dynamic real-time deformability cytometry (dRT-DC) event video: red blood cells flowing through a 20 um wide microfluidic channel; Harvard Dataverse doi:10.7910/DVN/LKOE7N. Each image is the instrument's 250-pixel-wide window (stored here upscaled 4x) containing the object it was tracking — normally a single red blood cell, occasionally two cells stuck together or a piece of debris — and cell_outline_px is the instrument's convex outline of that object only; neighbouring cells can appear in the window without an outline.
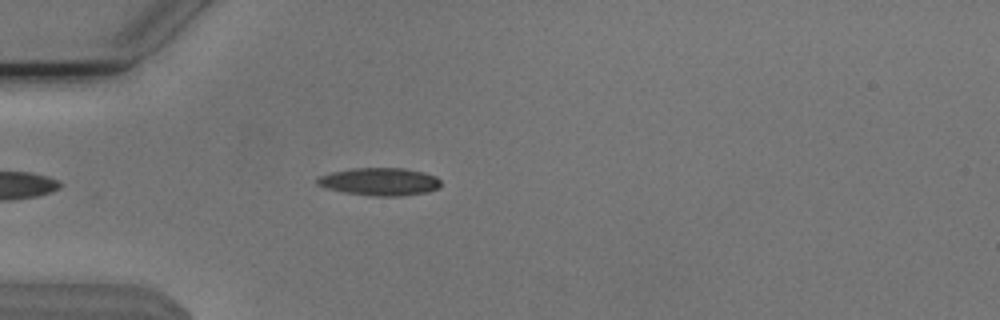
{"species": "Egyptian fruit bat (a non-hibernating species)", "species_latin": "Rousettus aegyptiacus", "temperature_condition": "cold", "stored_images_in_passage": 29, "camera_frame_rate_fps": 3000, "um_per_image_px": 0.085, "animal": {"sex": "male"}, "frame": {"image": 1, "passage_image": 6, "time_ms": 1.667, "image_size_px": [1000, 320], "cell_outline_px": [[440, 188], [428, 192], [400, 196], [376, 196], [344, 192], [324, 188], [316, 184], [316, 176], [332, 172], [352, 168], [404, 168], [424, 172], [436, 176], [440, 180]], "centroid_in_image_um": [32.26, 15.44], "position_along_channel_um": 52.7, "area_um2": 20.17}}
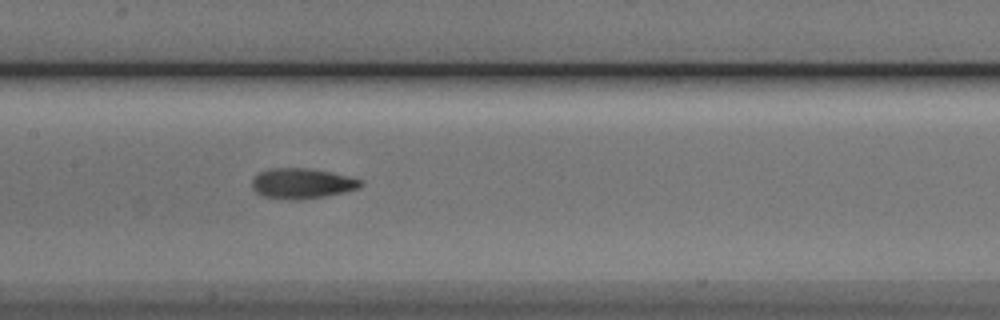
{"frame": {"image": 2, "passage_image": 17, "time_ms": 5.333, "image_size_px": [1000, 320], "cell_outline_px": [[364, 184], [360, 188], [344, 192], [324, 196], [300, 200], [288, 200], [264, 196], [256, 192], [252, 188], [252, 180], [260, 172], [268, 168], [308, 168], [348, 176], [364, 180]], "centroid_in_image_um": [25.69, 15.6], "position_along_channel_um": 181.7, "area_um2": 19.25}}
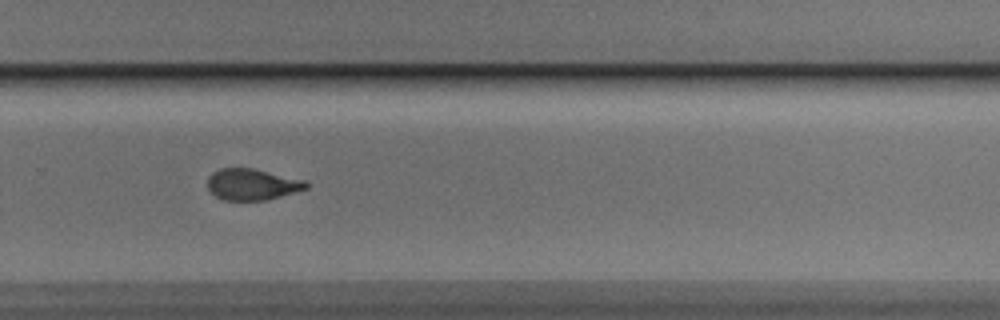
{"frame": {"image": 3, "passage_image": 27, "time_ms": 8.667, "image_size_px": [1000, 320], "cell_outline_px": [[308, 188], [268, 200], [220, 200], [208, 188], [208, 176], [212, 172], [220, 168], [252, 168], [304, 180], [308, 184]], "centroid_in_image_um": [21.41, 15.68], "position_along_channel_um": 308.4, "area_um2": 17.92}}